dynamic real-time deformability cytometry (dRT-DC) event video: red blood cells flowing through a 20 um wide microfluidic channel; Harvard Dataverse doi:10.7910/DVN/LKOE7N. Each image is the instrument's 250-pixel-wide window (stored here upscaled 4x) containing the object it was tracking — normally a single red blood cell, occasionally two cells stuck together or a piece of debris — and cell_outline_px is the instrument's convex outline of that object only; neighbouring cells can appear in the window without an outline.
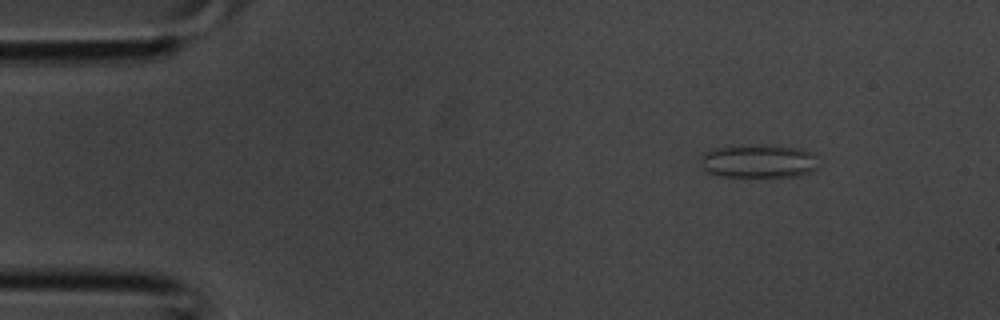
{"species": "common noctule bat (a hibernating species)", "species_latin": "Nyctalus noctula", "temperature_condition": "room temperature", "stored_images_in_passage": 37, "camera_frame_rate_fps": 3000, "um_per_image_px": 0.085, "animal": {"sex": "male", "body_mass_g": 20.1, "forearm_length_mm": 53.5}, "frame": {"image": 1, "passage_image": 4, "time_ms": 1.0, "image_size_px": [1000, 320], "cell_outline_px": [[820, 168], [800, 176], [720, 176], [708, 172], [700, 164], [700, 156], [704, 152], [716, 148], [760, 144], [764, 144], [800, 148], [812, 152], [816, 156]], "centroid_in_image_um": [64.53, 13.69], "position_along_channel_um": 20.5, "area_um2": 23.24}}
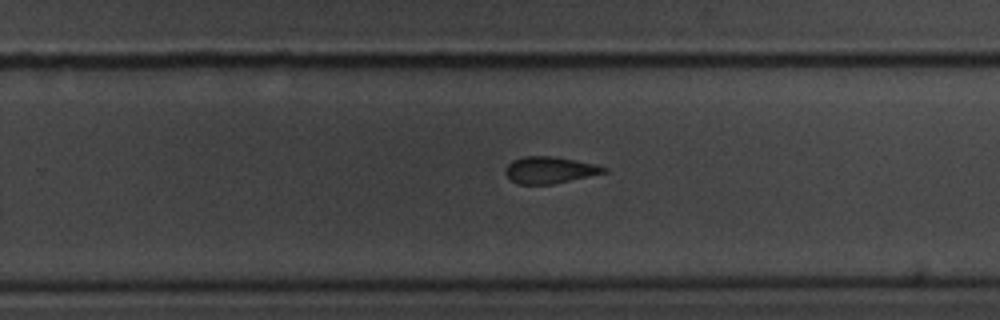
{"frame": {"image": 2, "passage_image": 23, "time_ms": 7.333, "image_size_px": [1000, 320], "cell_outline_px": [[608, 172], [552, 184], [516, 184], [504, 172], [508, 164], [512, 160], [524, 156], [552, 156], [576, 160], [596, 164], [608, 168]], "centroid_in_image_um": [46.73, 14.44], "position_along_channel_um": 283.1, "area_um2": 15.32}}
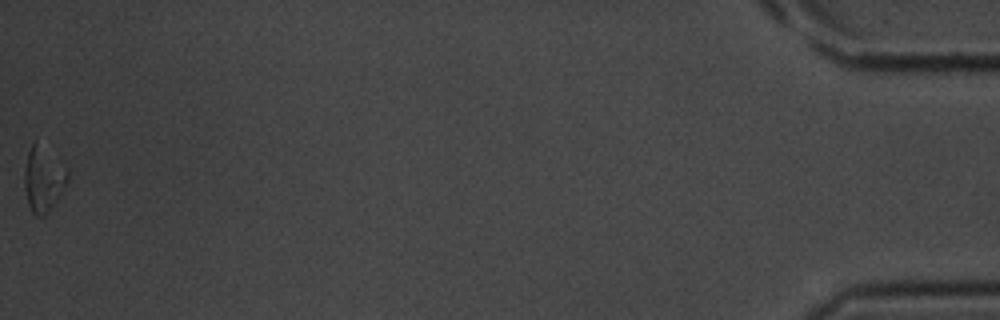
{"frame": {"image": 3, "passage_image": 37, "time_ms": 12.0, "image_size_px": [1000, 320], "cell_outline_px": [[68, 180], [56, 200], [48, 212], [44, 216], [36, 216], [32, 212], [28, 204], [24, 188], [24, 172], [28, 152], [32, 144], [36, 140], [68, 168]], "centroid_in_image_um": [3.68, 15.22], "position_along_channel_um": 431.5, "area_um2": 16.24}}